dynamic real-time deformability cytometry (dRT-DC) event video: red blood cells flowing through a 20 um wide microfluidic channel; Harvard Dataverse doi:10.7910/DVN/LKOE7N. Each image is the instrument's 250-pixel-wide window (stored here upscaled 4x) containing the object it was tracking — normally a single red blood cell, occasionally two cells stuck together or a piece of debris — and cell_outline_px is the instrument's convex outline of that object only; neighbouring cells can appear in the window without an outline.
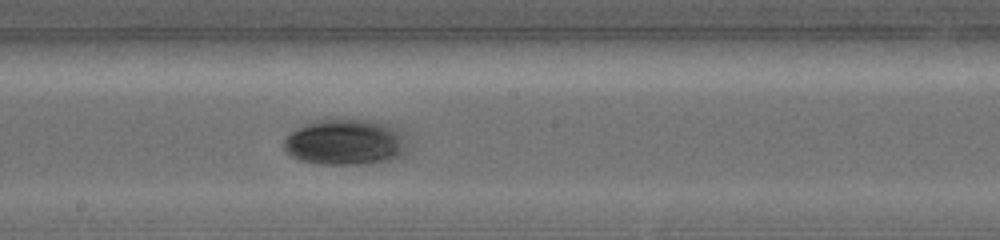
{"species": "common noctule bat (a hibernating species)", "species_latin": "Nyctalus noctula", "temperature_condition": "warm", "stored_images_in_passage": 38, "camera_frame_rate_fps": 5000, "um_per_image_px": 0.085, "animal": {"sex": "female", "body_mass_g": 19.0, "forearm_length_mm": 56.7}, "frame": {"image": 1, "passage_image": 19, "time_ms": 4.0, "image_size_px": [1000, 240], "cell_outline_px": [[412, 144], [408, 152], [404, 156], [392, 160], [368, 164], [320, 164], [300, 160], [292, 156], [284, 148], [284, 140], [292, 132], [316, 120], [368, 120], [388, 124], [396, 128]], "centroid_in_image_um": [29.48, 12.11], "position_along_channel_um": 218.7, "area_um2": 33.29}}
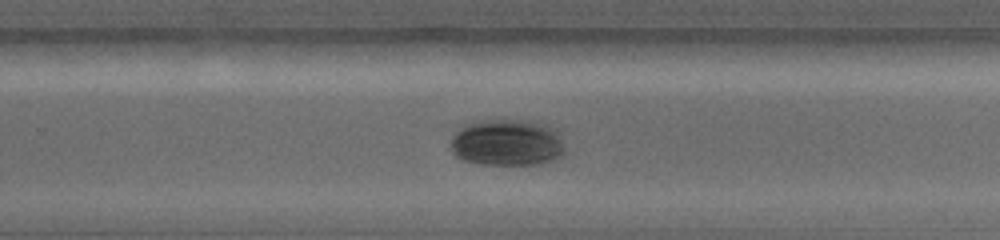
{"frame": {"image": 2, "passage_image": 26, "time_ms": 5.6, "image_size_px": [1000, 240], "cell_outline_px": [[564, 156], [556, 160], [540, 164], [480, 164], [460, 160], [452, 152], [452, 136], [456, 132], [480, 120], [520, 120], [552, 128], [560, 136], [564, 148]], "centroid_in_image_um": [43.12, 12.17], "position_along_channel_um": 286.7, "area_um2": 30.58}}
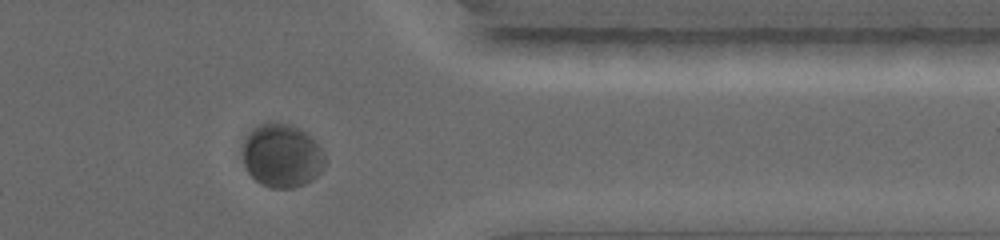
{"frame": {"image": 3, "passage_image": 33, "time_ms": 8.2, "image_size_px": [1000, 240], "cell_outline_px": [[328, 160], [324, 168], [312, 180], [304, 184], [292, 188], [272, 188], [260, 184], [248, 172], [244, 164], [244, 136], [252, 128], [260, 124], [292, 124], [300, 128], [316, 140], [324, 152]], "centroid_in_image_um": [24.01, 13.24], "position_along_channel_um": 387.4, "area_um2": 30.75}}